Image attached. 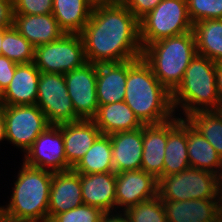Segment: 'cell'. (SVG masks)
I'll return each instance as SVG.
<instances>
[{"instance_id":"cell-1","label":"cell","mask_w":222,"mask_h":222,"mask_svg":"<svg viewBox=\"0 0 222 222\" xmlns=\"http://www.w3.org/2000/svg\"><path fill=\"white\" fill-rule=\"evenodd\" d=\"M80 35L87 62L100 64L142 57L139 20L123 3L95 4Z\"/></svg>"},{"instance_id":"cell-2","label":"cell","mask_w":222,"mask_h":222,"mask_svg":"<svg viewBox=\"0 0 222 222\" xmlns=\"http://www.w3.org/2000/svg\"><path fill=\"white\" fill-rule=\"evenodd\" d=\"M124 102L143 125L175 117L172 94L154 76L143 58L128 61Z\"/></svg>"},{"instance_id":"cell-3","label":"cell","mask_w":222,"mask_h":222,"mask_svg":"<svg viewBox=\"0 0 222 222\" xmlns=\"http://www.w3.org/2000/svg\"><path fill=\"white\" fill-rule=\"evenodd\" d=\"M22 163L8 205L2 206L3 216L11 220L48 222L53 172Z\"/></svg>"},{"instance_id":"cell-4","label":"cell","mask_w":222,"mask_h":222,"mask_svg":"<svg viewBox=\"0 0 222 222\" xmlns=\"http://www.w3.org/2000/svg\"><path fill=\"white\" fill-rule=\"evenodd\" d=\"M196 54L193 30L161 39L142 49L143 60L171 94L182 82L185 71Z\"/></svg>"},{"instance_id":"cell-5","label":"cell","mask_w":222,"mask_h":222,"mask_svg":"<svg viewBox=\"0 0 222 222\" xmlns=\"http://www.w3.org/2000/svg\"><path fill=\"white\" fill-rule=\"evenodd\" d=\"M216 64L207 57L195 55L185 71L182 82L172 93L175 114L176 110H181V114L186 117L196 111L218 108L221 101L216 85Z\"/></svg>"},{"instance_id":"cell-6","label":"cell","mask_w":222,"mask_h":222,"mask_svg":"<svg viewBox=\"0 0 222 222\" xmlns=\"http://www.w3.org/2000/svg\"><path fill=\"white\" fill-rule=\"evenodd\" d=\"M142 48L193 30L186 0H162L139 20Z\"/></svg>"},{"instance_id":"cell-7","label":"cell","mask_w":222,"mask_h":222,"mask_svg":"<svg viewBox=\"0 0 222 222\" xmlns=\"http://www.w3.org/2000/svg\"><path fill=\"white\" fill-rule=\"evenodd\" d=\"M157 196L171 201L219 199V176L193 167L158 179Z\"/></svg>"},{"instance_id":"cell-8","label":"cell","mask_w":222,"mask_h":222,"mask_svg":"<svg viewBox=\"0 0 222 222\" xmlns=\"http://www.w3.org/2000/svg\"><path fill=\"white\" fill-rule=\"evenodd\" d=\"M87 62L80 34H63L56 41L35 47L34 64L40 72L66 74Z\"/></svg>"},{"instance_id":"cell-9","label":"cell","mask_w":222,"mask_h":222,"mask_svg":"<svg viewBox=\"0 0 222 222\" xmlns=\"http://www.w3.org/2000/svg\"><path fill=\"white\" fill-rule=\"evenodd\" d=\"M6 140L23 154L36 138L50 125L45 114L36 105H2Z\"/></svg>"},{"instance_id":"cell-10","label":"cell","mask_w":222,"mask_h":222,"mask_svg":"<svg viewBox=\"0 0 222 222\" xmlns=\"http://www.w3.org/2000/svg\"><path fill=\"white\" fill-rule=\"evenodd\" d=\"M36 105L45 114L50 125L81 120L75 114L64 74L40 73Z\"/></svg>"},{"instance_id":"cell-11","label":"cell","mask_w":222,"mask_h":222,"mask_svg":"<svg viewBox=\"0 0 222 222\" xmlns=\"http://www.w3.org/2000/svg\"><path fill=\"white\" fill-rule=\"evenodd\" d=\"M23 162L51 172L72 169L66 160L64 140L59 125H49L25 152Z\"/></svg>"},{"instance_id":"cell-12","label":"cell","mask_w":222,"mask_h":222,"mask_svg":"<svg viewBox=\"0 0 222 222\" xmlns=\"http://www.w3.org/2000/svg\"><path fill=\"white\" fill-rule=\"evenodd\" d=\"M64 78L75 114L81 120H91L99 107L96 94L97 64L86 62L64 74Z\"/></svg>"},{"instance_id":"cell-13","label":"cell","mask_w":222,"mask_h":222,"mask_svg":"<svg viewBox=\"0 0 222 222\" xmlns=\"http://www.w3.org/2000/svg\"><path fill=\"white\" fill-rule=\"evenodd\" d=\"M158 180L140 170L123 171L116 174V210L127 208L157 196Z\"/></svg>"},{"instance_id":"cell-14","label":"cell","mask_w":222,"mask_h":222,"mask_svg":"<svg viewBox=\"0 0 222 222\" xmlns=\"http://www.w3.org/2000/svg\"><path fill=\"white\" fill-rule=\"evenodd\" d=\"M83 204L80 173L73 168L54 172L49 194L48 222L57 214Z\"/></svg>"},{"instance_id":"cell-15","label":"cell","mask_w":222,"mask_h":222,"mask_svg":"<svg viewBox=\"0 0 222 222\" xmlns=\"http://www.w3.org/2000/svg\"><path fill=\"white\" fill-rule=\"evenodd\" d=\"M114 172L140 170L143 154V126L110 134Z\"/></svg>"},{"instance_id":"cell-16","label":"cell","mask_w":222,"mask_h":222,"mask_svg":"<svg viewBox=\"0 0 222 222\" xmlns=\"http://www.w3.org/2000/svg\"><path fill=\"white\" fill-rule=\"evenodd\" d=\"M168 222H218L222 218L219 199H162Z\"/></svg>"},{"instance_id":"cell-17","label":"cell","mask_w":222,"mask_h":222,"mask_svg":"<svg viewBox=\"0 0 222 222\" xmlns=\"http://www.w3.org/2000/svg\"><path fill=\"white\" fill-rule=\"evenodd\" d=\"M40 73L34 62L17 64L11 82L0 94L2 105L36 104Z\"/></svg>"},{"instance_id":"cell-18","label":"cell","mask_w":222,"mask_h":222,"mask_svg":"<svg viewBox=\"0 0 222 222\" xmlns=\"http://www.w3.org/2000/svg\"><path fill=\"white\" fill-rule=\"evenodd\" d=\"M82 200L103 212L116 211V173H80Z\"/></svg>"},{"instance_id":"cell-19","label":"cell","mask_w":222,"mask_h":222,"mask_svg":"<svg viewBox=\"0 0 222 222\" xmlns=\"http://www.w3.org/2000/svg\"><path fill=\"white\" fill-rule=\"evenodd\" d=\"M66 160L74 168L95 140L102 134L92 120H79L60 124Z\"/></svg>"},{"instance_id":"cell-20","label":"cell","mask_w":222,"mask_h":222,"mask_svg":"<svg viewBox=\"0 0 222 222\" xmlns=\"http://www.w3.org/2000/svg\"><path fill=\"white\" fill-rule=\"evenodd\" d=\"M179 114V115H178ZM168 120L163 176L180 173L190 167L187 150V119L177 113Z\"/></svg>"},{"instance_id":"cell-21","label":"cell","mask_w":222,"mask_h":222,"mask_svg":"<svg viewBox=\"0 0 222 222\" xmlns=\"http://www.w3.org/2000/svg\"><path fill=\"white\" fill-rule=\"evenodd\" d=\"M128 61L97 64L96 94L99 105L123 102Z\"/></svg>"},{"instance_id":"cell-22","label":"cell","mask_w":222,"mask_h":222,"mask_svg":"<svg viewBox=\"0 0 222 222\" xmlns=\"http://www.w3.org/2000/svg\"><path fill=\"white\" fill-rule=\"evenodd\" d=\"M168 121L143 125V154L141 169L157 180L163 177Z\"/></svg>"},{"instance_id":"cell-23","label":"cell","mask_w":222,"mask_h":222,"mask_svg":"<svg viewBox=\"0 0 222 222\" xmlns=\"http://www.w3.org/2000/svg\"><path fill=\"white\" fill-rule=\"evenodd\" d=\"M13 27L34 47L56 41L65 34L53 14L13 15Z\"/></svg>"},{"instance_id":"cell-24","label":"cell","mask_w":222,"mask_h":222,"mask_svg":"<svg viewBox=\"0 0 222 222\" xmlns=\"http://www.w3.org/2000/svg\"><path fill=\"white\" fill-rule=\"evenodd\" d=\"M91 120L105 135L135 130L143 126L124 101L99 105L95 116Z\"/></svg>"},{"instance_id":"cell-25","label":"cell","mask_w":222,"mask_h":222,"mask_svg":"<svg viewBox=\"0 0 222 222\" xmlns=\"http://www.w3.org/2000/svg\"><path fill=\"white\" fill-rule=\"evenodd\" d=\"M95 3L92 0H53L52 14L67 34H81Z\"/></svg>"},{"instance_id":"cell-26","label":"cell","mask_w":222,"mask_h":222,"mask_svg":"<svg viewBox=\"0 0 222 222\" xmlns=\"http://www.w3.org/2000/svg\"><path fill=\"white\" fill-rule=\"evenodd\" d=\"M187 152L190 167L222 174V157L215 148L187 120Z\"/></svg>"},{"instance_id":"cell-27","label":"cell","mask_w":222,"mask_h":222,"mask_svg":"<svg viewBox=\"0 0 222 222\" xmlns=\"http://www.w3.org/2000/svg\"><path fill=\"white\" fill-rule=\"evenodd\" d=\"M198 55L222 63V19L201 20L193 24Z\"/></svg>"},{"instance_id":"cell-28","label":"cell","mask_w":222,"mask_h":222,"mask_svg":"<svg viewBox=\"0 0 222 222\" xmlns=\"http://www.w3.org/2000/svg\"><path fill=\"white\" fill-rule=\"evenodd\" d=\"M111 154L110 136L101 134L73 169L83 174L114 172Z\"/></svg>"},{"instance_id":"cell-29","label":"cell","mask_w":222,"mask_h":222,"mask_svg":"<svg viewBox=\"0 0 222 222\" xmlns=\"http://www.w3.org/2000/svg\"><path fill=\"white\" fill-rule=\"evenodd\" d=\"M222 157V117L216 110L196 111L185 117Z\"/></svg>"},{"instance_id":"cell-30","label":"cell","mask_w":222,"mask_h":222,"mask_svg":"<svg viewBox=\"0 0 222 222\" xmlns=\"http://www.w3.org/2000/svg\"><path fill=\"white\" fill-rule=\"evenodd\" d=\"M1 55L21 64L34 62L35 47L13 26L3 28Z\"/></svg>"},{"instance_id":"cell-31","label":"cell","mask_w":222,"mask_h":222,"mask_svg":"<svg viewBox=\"0 0 222 222\" xmlns=\"http://www.w3.org/2000/svg\"><path fill=\"white\" fill-rule=\"evenodd\" d=\"M130 222H168L162 200L156 196L125 211Z\"/></svg>"},{"instance_id":"cell-32","label":"cell","mask_w":222,"mask_h":222,"mask_svg":"<svg viewBox=\"0 0 222 222\" xmlns=\"http://www.w3.org/2000/svg\"><path fill=\"white\" fill-rule=\"evenodd\" d=\"M193 24L201 20L222 19V0H186Z\"/></svg>"},{"instance_id":"cell-33","label":"cell","mask_w":222,"mask_h":222,"mask_svg":"<svg viewBox=\"0 0 222 222\" xmlns=\"http://www.w3.org/2000/svg\"><path fill=\"white\" fill-rule=\"evenodd\" d=\"M103 211L97 207L81 205L57 214L50 222H99Z\"/></svg>"},{"instance_id":"cell-34","label":"cell","mask_w":222,"mask_h":222,"mask_svg":"<svg viewBox=\"0 0 222 222\" xmlns=\"http://www.w3.org/2000/svg\"><path fill=\"white\" fill-rule=\"evenodd\" d=\"M53 10V0H13L14 14L43 15Z\"/></svg>"},{"instance_id":"cell-35","label":"cell","mask_w":222,"mask_h":222,"mask_svg":"<svg viewBox=\"0 0 222 222\" xmlns=\"http://www.w3.org/2000/svg\"><path fill=\"white\" fill-rule=\"evenodd\" d=\"M162 0H123V4L140 20L152 11Z\"/></svg>"},{"instance_id":"cell-36","label":"cell","mask_w":222,"mask_h":222,"mask_svg":"<svg viewBox=\"0 0 222 222\" xmlns=\"http://www.w3.org/2000/svg\"><path fill=\"white\" fill-rule=\"evenodd\" d=\"M17 64L18 63L8 59L6 56L0 55V94L11 82Z\"/></svg>"},{"instance_id":"cell-37","label":"cell","mask_w":222,"mask_h":222,"mask_svg":"<svg viewBox=\"0 0 222 222\" xmlns=\"http://www.w3.org/2000/svg\"><path fill=\"white\" fill-rule=\"evenodd\" d=\"M13 0H0V28L13 26Z\"/></svg>"},{"instance_id":"cell-38","label":"cell","mask_w":222,"mask_h":222,"mask_svg":"<svg viewBox=\"0 0 222 222\" xmlns=\"http://www.w3.org/2000/svg\"><path fill=\"white\" fill-rule=\"evenodd\" d=\"M99 222H130L124 211L104 212Z\"/></svg>"},{"instance_id":"cell-39","label":"cell","mask_w":222,"mask_h":222,"mask_svg":"<svg viewBox=\"0 0 222 222\" xmlns=\"http://www.w3.org/2000/svg\"><path fill=\"white\" fill-rule=\"evenodd\" d=\"M216 85L218 96L222 102V63L216 64Z\"/></svg>"},{"instance_id":"cell-40","label":"cell","mask_w":222,"mask_h":222,"mask_svg":"<svg viewBox=\"0 0 222 222\" xmlns=\"http://www.w3.org/2000/svg\"><path fill=\"white\" fill-rule=\"evenodd\" d=\"M5 121L2 115V111L0 112V142L5 141Z\"/></svg>"},{"instance_id":"cell-41","label":"cell","mask_w":222,"mask_h":222,"mask_svg":"<svg viewBox=\"0 0 222 222\" xmlns=\"http://www.w3.org/2000/svg\"><path fill=\"white\" fill-rule=\"evenodd\" d=\"M219 201H220V209L222 213V174L219 176Z\"/></svg>"},{"instance_id":"cell-42","label":"cell","mask_w":222,"mask_h":222,"mask_svg":"<svg viewBox=\"0 0 222 222\" xmlns=\"http://www.w3.org/2000/svg\"><path fill=\"white\" fill-rule=\"evenodd\" d=\"M95 4L98 3H122L123 0H92Z\"/></svg>"},{"instance_id":"cell-43","label":"cell","mask_w":222,"mask_h":222,"mask_svg":"<svg viewBox=\"0 0 222 222\" xmlns=\"http://www.w3.org/2000/svg\"><path fill=\"white\" fill-rule=\"evenodd\" d=\"M0 222H27V221L11 220L5 216H2V218L0 219Z\"/></svg>"},{"instance_id":"cell-44","label":"cell","mask_w":222,"mask_h":222,"mask_svg":"<svg viewBox=\"0 0 222 222\" xmlns=\"http://www.w3.org/2000/svg\"><path fill=\"white\" fill-rule=\"evenodd\" d=\"M2 41H3V28H0V55H1Z\"/></svg>"},{"instance_id":"cell-45","label":"cell","mask_w":222,"mask_h":222,"mask_svg":"<svg viewBox=\"0 0 222 222\" xmlns=\"http://www.w3.org/2000/svg\"><path fill=\"white\" fill-rule=\"evenodd\" d=\"M216 111L222 117V102L218 105V108L216 109Z\"/></svg>"},{"instance_id":"cell-46","label":"cell","mask_w":222,"mask_h":222,"mask_svg":"<svg viewBox=\"0 0 222 222\" xmlns=\"http://www.w3.org/2000/svg\"><path fill=\"white\" fill-rule=\"evenodd\" d=\"M3 216V210H2V206L0 205V219L2 218Z\"/></svg>"},{"instance_id":"cell-47","label":"cell","mask_w":222,"mask_h":222,"mask_svg":"<svg viewBox=\"0 0 222 222\" xmlns=\"http://www.w3.org/2000/svg\"><path fill=\"white\" fill-rule=\"evenodd\" d=\"M1 109H2V102H1V100H0V112H1Z\"/></svg>"}]
</instances>
